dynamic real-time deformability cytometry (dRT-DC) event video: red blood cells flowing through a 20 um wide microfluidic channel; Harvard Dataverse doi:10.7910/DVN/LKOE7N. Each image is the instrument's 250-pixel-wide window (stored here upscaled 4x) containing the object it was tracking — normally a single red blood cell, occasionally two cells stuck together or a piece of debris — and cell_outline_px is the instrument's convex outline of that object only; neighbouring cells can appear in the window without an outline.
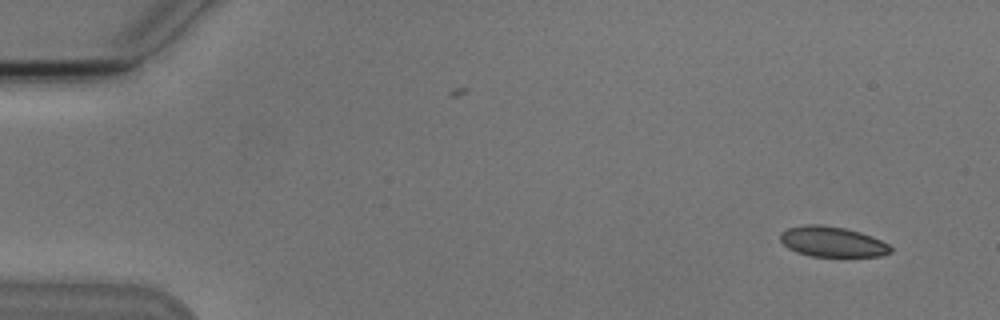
{"species": "Egyptian fruit bat (a non-hibernating species)", "species_latin": "Rousettus aegyptiacus", "temperature_condition": "cold", "stored_images_in_passage": 6, "camera_frame_rate_fps": 3000, "um_per_image_px": 0.085, "animal": {"sex": "male"}, "frame": {"image": 1, "passage_image": 1, "time_ms": 0.0, "image_size_px": [1000, 320], "cell_outline_px": [[892, 252], [880, 256], [812, 256], [796, 252], [788, 248], [780, 240], [780, 232], [788, 228], [804, 224], [820, 224], [844, 228], [860, 232], [872, 236], [888, 244], [892, 248]], "centroid_in_image_um": [70.73, 20.54], "position_along_channel_um": 14.3, "area_um2": 19.48}}